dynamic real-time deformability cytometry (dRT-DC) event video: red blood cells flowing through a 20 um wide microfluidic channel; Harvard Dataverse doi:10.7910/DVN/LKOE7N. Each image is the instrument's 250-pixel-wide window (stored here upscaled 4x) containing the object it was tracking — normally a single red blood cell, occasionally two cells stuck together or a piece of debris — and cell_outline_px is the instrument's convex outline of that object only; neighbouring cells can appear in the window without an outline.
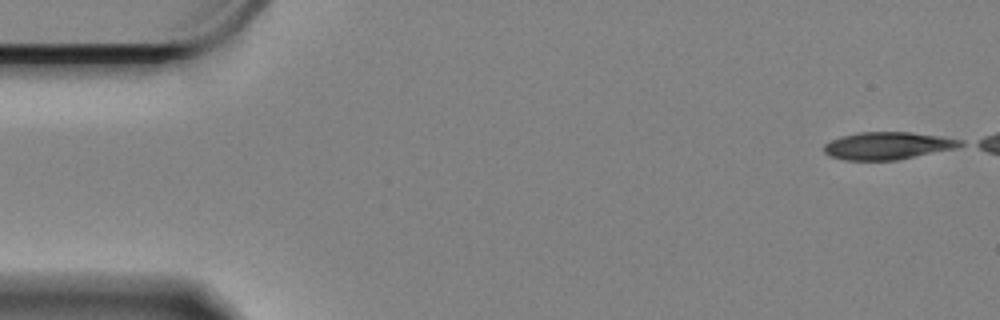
{"species": "Egyptian fruit bat (a non-hibernating species)", "species_latin": "Rousettus aegyptiacus", "temperature_condition": "cold", "stored_images_in_passage": 13, "camera_frame_rate_fps": 3000, "um_per_image_px": 0.085, "animal": {"sex": "female"}, "frame": {"image": 1, "passage_image": 1, "time_ms": 0.0, "image_size_px": [1000, 320], "cell_outline_px": [[964, 144], [956, 148], [896, 160], [844, 160], [832, 156], [824, 152], [824, 144], [832, 140], [844, 136], [860, 132], [912, 132], [940, 136], [964, 140]], "centroid_in_image_um": [75.49, 12.38], "position_along_channel_um": 9.5, "area_um2": 21.62}}